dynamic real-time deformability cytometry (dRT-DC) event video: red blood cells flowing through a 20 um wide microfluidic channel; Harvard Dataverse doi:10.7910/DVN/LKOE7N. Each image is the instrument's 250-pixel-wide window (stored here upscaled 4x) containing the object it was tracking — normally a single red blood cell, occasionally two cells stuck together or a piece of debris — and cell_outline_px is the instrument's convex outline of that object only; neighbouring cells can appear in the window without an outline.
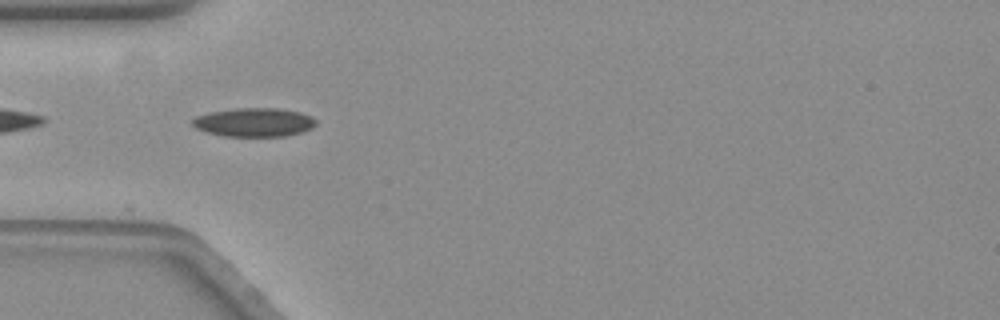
{"species": "common noctule bat (a hibernating species)", "species_latin": "Nyctalus noctula", "temperature_condition": "warm", "stored_images_in_passage": 5, "camera_frame_rate_fps": 3000, "um_per_image_px": 0.085, "animal": {"sex": "female", "body_mass_g": 19.3, "forearm_length_mm": 54.1}, "frame": {"image": 1, "passage_image": 2, "time_ms": 0.333, "image_size_px": [1000, 320], "cell_outline_px": [[316, 124], [312, 128], [288, 136], [224, 136], [208, 132], [196, 128], [192, 124], [192, 120], [196, 116], [212, 112], [236, 108], [280, 108], [300, 112], [312, 116], [316, 120]], "centroid_in_image_um": [21.63, 10.39], "position_along_channel_um": 63.4, "area_um2": 20.63}}